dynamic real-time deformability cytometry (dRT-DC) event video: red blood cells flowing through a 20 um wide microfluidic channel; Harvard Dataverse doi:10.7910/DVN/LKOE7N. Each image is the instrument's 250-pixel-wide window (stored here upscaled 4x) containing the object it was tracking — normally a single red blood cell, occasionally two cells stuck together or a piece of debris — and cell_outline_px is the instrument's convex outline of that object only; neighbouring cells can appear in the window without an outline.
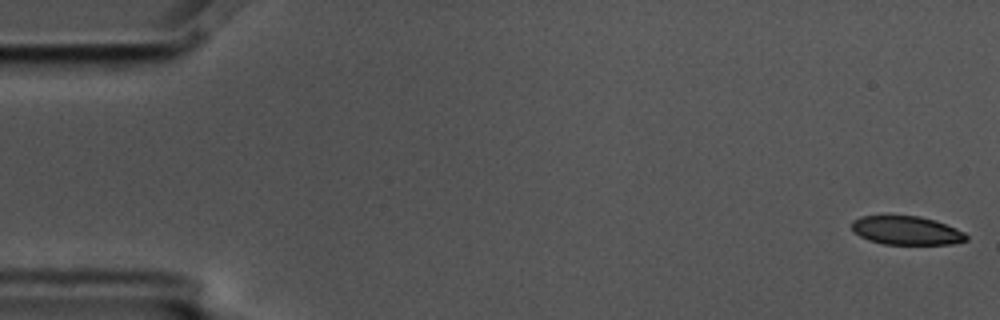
{"species": "common noctule bat (a hibernating species)", "species_latin": "Nyctalus noctula", "temperature_condition": "cold", "stored_images_in_passage": 6, "camera_frame_rate_fps": 3000, "um_per_image_px": 0.085, "animal": {"sex": "male", "body_mass_g": 17.5, "forearm_length_mm": 52.3}, "frame": {"image": 1, "passage_image": 1, "time_ms": 0.0, "image_size_px": [1000, 320], "cell_outline_px": [[968, 240], [952, 244], [884, 244], [868, 240], [860, 236], [852, 228], [852, 220], [860, 216], [920, 216], [936, 220], [956, 228], [964, 232], [968, 236]], "centroid_in_image_um": [77.08, 19.59], "position_along_channel_um": 7.9, "area_um2": 19.13}}
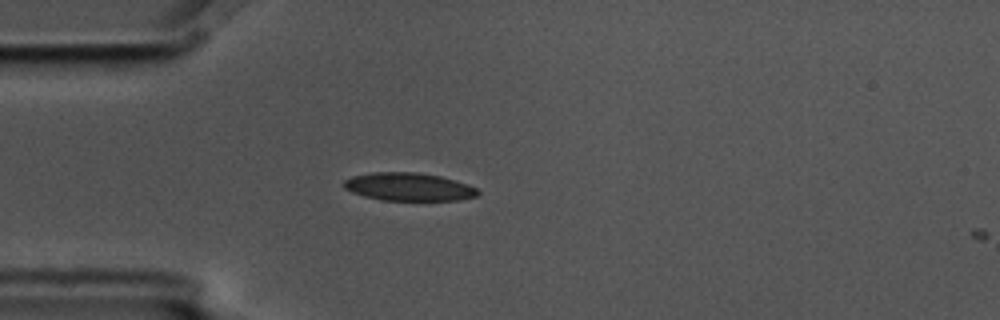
{"frame": {"image": 2, "passage_image": 5, "time_ms": 1.333, "image_size_px": [1000, 320], "cell_outline_px": [[480, 192], [476, 196], [460, 200], [380, 200], [364, 196], [352, 192], [344, 188], [340, 184], [344, 180], [352, 176], [372, 172], [416, 172], [440, 176], [468, 184], [476, 188]], "centroid_in_image_um": [34.7, 15.88], "position_along_channel_um": 50.3, "area_um2": 21.96}}